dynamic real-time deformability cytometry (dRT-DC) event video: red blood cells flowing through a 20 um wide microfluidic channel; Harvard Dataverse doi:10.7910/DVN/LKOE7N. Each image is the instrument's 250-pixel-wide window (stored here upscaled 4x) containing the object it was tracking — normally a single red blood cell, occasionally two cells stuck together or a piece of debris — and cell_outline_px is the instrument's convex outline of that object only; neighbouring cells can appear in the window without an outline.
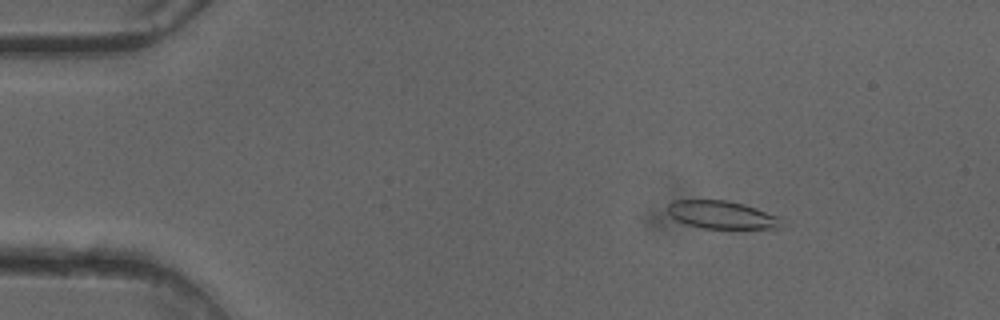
{"species": "common noctule bat (a hibernating species)", "species_latin": "Nyctalus noctula", "temperature_condition": "cold", "stored_images_in_passage": 51, "camera_frame_rate_fps": 3000, "um_per_image_px": 0.085, "animal": {"sex": "female"}, "frame": {"image": 1, "passage_image": 8, "time_ms": 2.333, "image_size_px": [1000, 320], "cell_outline_px": [[780, 228], [704, 228], [688, 224], [676, 220], [668, 212], [668, 204], [672, 200], [728, 200], [744, 204], [780, 216]], "centroid_in_image_um": [61.34, 18.24], "position_along_channel_um": 23.7, "area_um2": 18.32}}
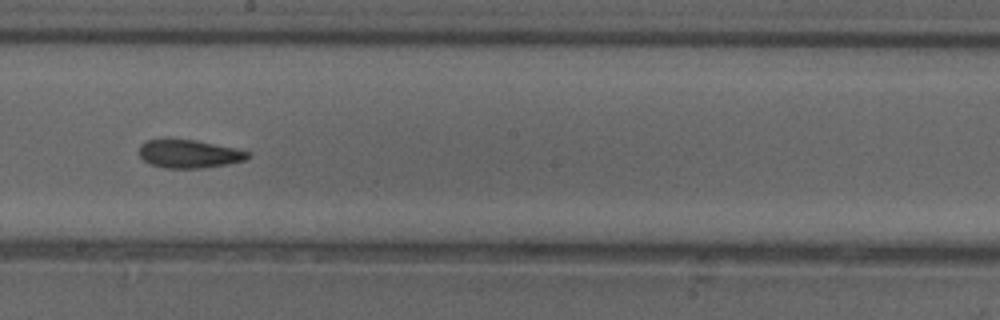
{"frame": {"image": 2, "passage_image": 29, "time_ms": 9.333, "image_size_px": [1000, 320], "cell_outline_px": [[252, 156], [244, 160], [228, 164], [204, 168], [164, 168], [152, 164], [144, 160], [140, 156], [140, 144], [148, 140], [196, 140], [236, 148], [252, 152]], "centroid_in_image_um": [16.14, 13.09], "position_along_channel_um": 232.1, "area_um2": 17.8}}
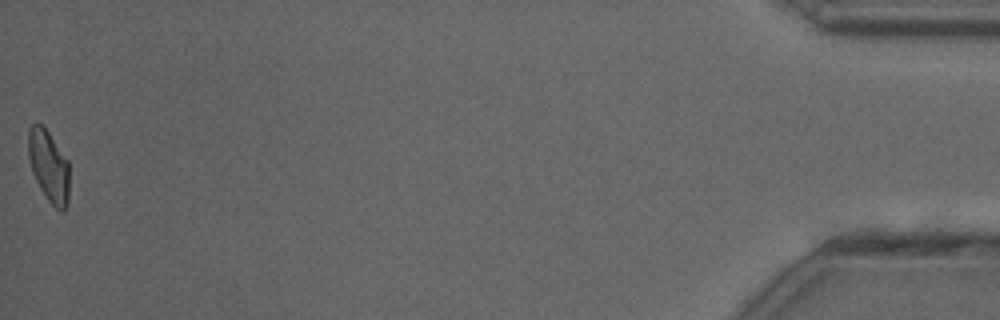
{"frame": {"image": 3, "passage_image": 51, "time_ms": 16.667, "image_size_px": [1000, 320], "cell_outline_px": [[68, 204], [64, 212], [60, 212], [48, 200], [40, 188], [32, 172], [28, 160], [28, 128], [32, 124], [40, 124], [48, 132], [68, 160]], "centroid_in_image_um": [4.13, 14.14], "position_along_channel_um": 431.1, "area_um2": 17.11}, "authors_computed_cell_mechanics": {"area_um2": 18.4382, "velocity_mm_per_s": 4.097, "shape_relaxation_time_tau1_ms": null, "shape_relaxation_time_tau2_ms": 2.7862, "deformation_change_tau1": null, "deformation_change_tau2": 0.1032}}